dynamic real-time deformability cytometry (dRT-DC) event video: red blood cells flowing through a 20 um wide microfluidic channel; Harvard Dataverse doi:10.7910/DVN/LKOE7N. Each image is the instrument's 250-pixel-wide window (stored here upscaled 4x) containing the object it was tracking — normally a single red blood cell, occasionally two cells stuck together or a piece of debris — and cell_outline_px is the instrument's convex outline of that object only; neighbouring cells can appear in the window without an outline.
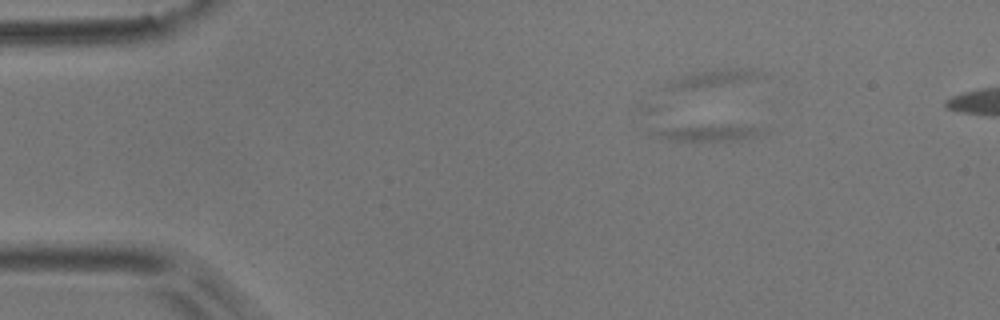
{"species": "common noctule bat (a hibernating species)", "species_latin": "Nyctalus noctula", "temperature_condition": "room temperature", "stored_images_in_passage": 10, "camera_frame_rate_fps": 3000, "um_per_image_px": 0.085, "animal": {"sex": "male", "body_mass_g": 17.9}, "frame": {"image": 1, "passage_image": 1, "time_ms": 0.0, "image_size_px": [1000, 320], "cell_outline_px": [[768, 132], [744, 140], [696, 144], [668, 140], [648, 136], [640, 128], [764, 128]], "centroid_in_image_um": [59.83, 11.42], "position_along_channel_um": 25.2, "area_um2": 10.69}}